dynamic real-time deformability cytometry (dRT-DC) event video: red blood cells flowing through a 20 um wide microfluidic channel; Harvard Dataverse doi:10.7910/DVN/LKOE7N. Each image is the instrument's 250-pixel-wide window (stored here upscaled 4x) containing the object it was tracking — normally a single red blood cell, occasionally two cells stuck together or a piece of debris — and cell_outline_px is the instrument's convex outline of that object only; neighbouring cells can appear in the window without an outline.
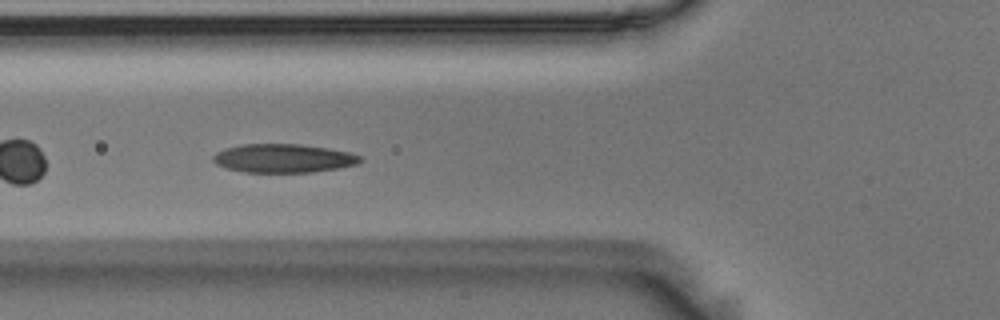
{"species": "Egyptian fruit bat (a non-hibernating species)", "species_latin": "Rousettus aegyptiacus", "temperature_condition": "room temperature", "stored_images_in_passage": 55, "camera_frame_rate_fps": 3000, "um_per_image_px": 0.085, "animal": {"sex": "male"}, "frame": {"image": 1, "passage_image": 21, "time_ms": 6.667, "image_size_px": [1000, 320], "cell_outline_px": [[364, 160], [356, 164], [336, 168], [312, 172], [244, 172], [228, 168], [216, 164], [212, 160], [212, 156], [216, 152], [224, 148], [240, 144], [300, 144], [348, 152], [360, 156]], "centroid_in_image_um": [24.03, 13.45], "position_along_channel_um": 101.8, "area_um2": 24.39}}
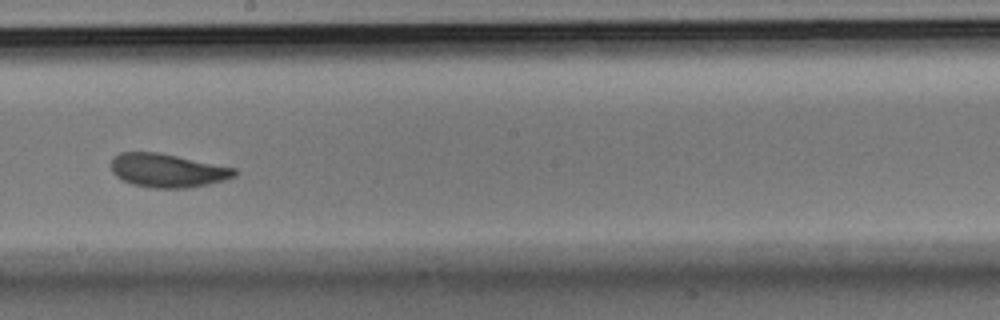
{"frame": {"image": 2, "passage_image": 32, "time_ms": 10.333, "image_size_px": [1000, 320], "cell_outline_px": [[240, 172], [236, 176], [224, 180], [208, 184], [188, 188], [152, 188], [132, 184], [116, 176], [112, 172], [112, 160], [120, 152], [160, 152], [236, 168]], "centroid_in_image_um": [14.28, 14.49], "position_along_channel_um": 233.9, "area_um2": 24.28}}
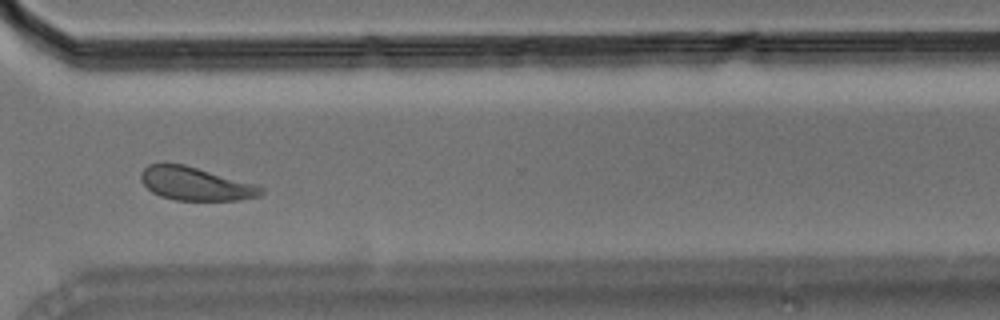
{"frame": {"image": 3, "passage_image": 42, "time_ms": 13.667, "image_size_px": [1000, 320], "cell_outline_px": [[264, 192], [260, 196], [236, 200], [176, 200], [160, 196], [152, 192], [140, 180], [140, 172], [148, 164], [184, 164], [260, 184], [264, 188]], "centroid_in_image_um": [16.67, 15.61], "position_along_channel_um": 353.9, "area_um2": 23.58}, "authors_computed_cell_mechanics": {"area_um2": 24.276, "velocity_mm_per_s": 3.595, "shape_relaxation_time_tau1_ms": 3.2525, "shape_relaxation_time_tau2_ms": 1.5311, "deformation_change_tau1": 0.1226, "deformation_change_tau2": 0.0778}}